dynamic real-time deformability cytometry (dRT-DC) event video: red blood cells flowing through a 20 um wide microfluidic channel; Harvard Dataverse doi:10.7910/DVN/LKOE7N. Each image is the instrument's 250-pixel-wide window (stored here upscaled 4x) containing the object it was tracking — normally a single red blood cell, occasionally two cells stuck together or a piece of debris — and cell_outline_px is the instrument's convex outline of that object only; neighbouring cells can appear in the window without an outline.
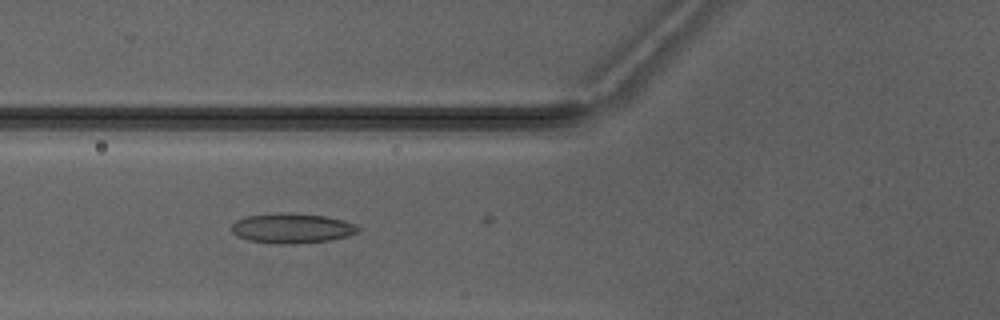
{"species": "Egyptian fruit bat (a non-hibernating species)", "species_latin": "Rousettus aegyptiacus", "temperature_condition": "warm", "stored_images_in_passage": 5, "camera_frame_rate_fps": 3000, "um_per_image_px": 0.085, "animal": {"sex": "male"}, "frame": {"image": 1, "passage_image": 4, "time_ms": 4.333, "image_size_px": [1000, 320], "cell_outline_px": [[360, 228], [356, 232], [348, 236], [328, 240], [296, 244], [280, 244], [248, 240], [236, 236], [232, 232], [232, 224], [236, 220], [248, 216], [280, 212], [288, 212], [324, 216], [356, 224]], "centroid_in_image_um": [24.78, 19.4], "position_along_channel_um": 101.0, "area_um2": 21.96}}